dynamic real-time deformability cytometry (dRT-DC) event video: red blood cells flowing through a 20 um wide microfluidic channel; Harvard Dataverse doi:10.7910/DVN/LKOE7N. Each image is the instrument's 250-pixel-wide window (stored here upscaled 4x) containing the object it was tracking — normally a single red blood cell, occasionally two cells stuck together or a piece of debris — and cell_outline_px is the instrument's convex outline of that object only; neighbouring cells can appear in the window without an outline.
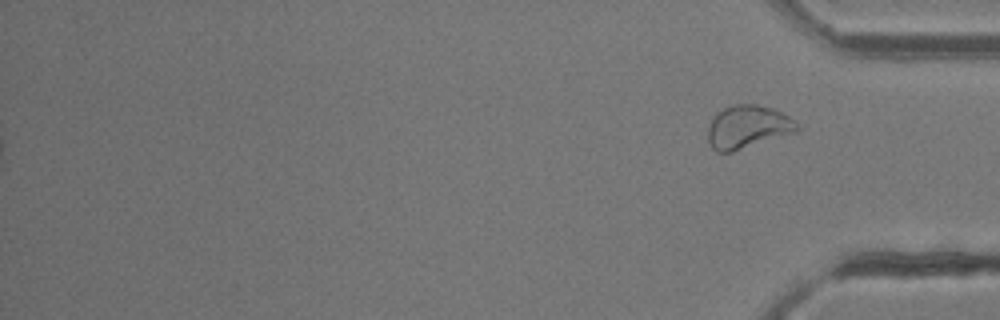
{"species": "common noctule bat (a hibernating species)", "species_latin": "Nyctalus noctula", "temperature_condition": "room temperature", "stored_images_in_passage": 22, "segment_of_instrument_passage": [2, 2], "camera_frame_rate_fps": 3000, "um_per_image_px": 0.085, "animal": {"sex": "female"}, "frame": {"image": 1, "passage_image": 22, "time_ms": 7.0, "image_size_px": [1000, 320], "cell_outline_px": [[800, 128], [796, 132], [732, 152], [716, 152], [708, 144], [708, 128], [712, 116], [716, 112], [732, 104], [756, 104], [772, 108], [784, 112], [796, 120], [800, 124]], "centroid_in_image_um": [63.57, 10.78], "position_along_channel_um": 371.6, "area_um2": 22.83}}